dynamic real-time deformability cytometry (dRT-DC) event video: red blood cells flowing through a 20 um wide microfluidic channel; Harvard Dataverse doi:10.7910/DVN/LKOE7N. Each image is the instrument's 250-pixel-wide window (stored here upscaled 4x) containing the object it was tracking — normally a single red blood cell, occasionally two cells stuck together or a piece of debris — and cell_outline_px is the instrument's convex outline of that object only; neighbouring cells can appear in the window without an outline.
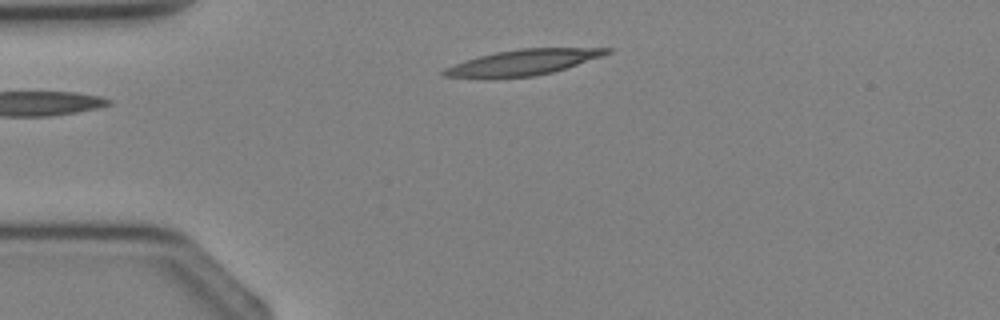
{"species": "Egyptian fruit bat (a non-hibernating species)", "species_latin": "Rousettus aegyptiacus", "temperature_condition": "cold", "stored_images_in_passage": 2, "camera_frame_rate_fps": 3000, "um_per_image_px": 0.085, "animal": {"sex": "female"}, "frame": {"image": 1, "passage_image": 2, "time_ms": 1.333, "image_size_px": [1000, 320], "cell_outline_px": [[612, 52], [604, 56], [552, 72], [536, 76], [484, 80], [440, 76], [440, 72], [444, 68], [464, 60], [496, 52], [520, 48], [612, 48]], "centroid_in_image_um": [44.35, 5.34], "position_along_channel_um": 40.6, "area_um2": 25.03}}